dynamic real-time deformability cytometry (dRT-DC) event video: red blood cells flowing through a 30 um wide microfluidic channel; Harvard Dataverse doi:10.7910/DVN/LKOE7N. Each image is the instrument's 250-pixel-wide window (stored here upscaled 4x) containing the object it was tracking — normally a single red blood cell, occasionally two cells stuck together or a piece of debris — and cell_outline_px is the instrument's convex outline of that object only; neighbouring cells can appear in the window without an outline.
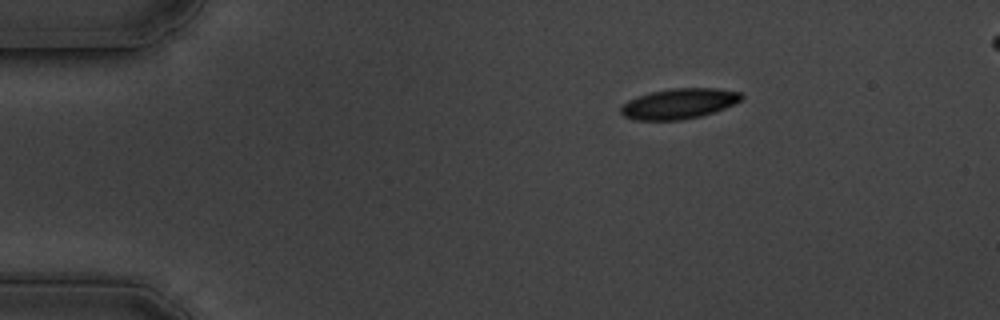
{"species": "common noctule bat (a hibernating species)", "species_latin": "Nyctalus noctula", "temperature_condition": "cold", "stored_images_in_passage": 51, "camera_frame_rate_fps": 3000, "um_per_image_px": 0.085, "animal": {"sex": "male", "body_mass_g": 19.5, "forearm_length_mm": 54.6}, "frame": {"image": 1, "passage_image": 1, "time_ms": 0.0, "image_size_px": [1000, 320], "cell_outline_px": [[744, 96], [740, 100], [724, 108], [700, 116], [684, 120], [632, 120], [624, 116], [620, 112], [620, 108], [628, 100], [652, 92], [672, 88], [716, 88], [740, 92]], "centroid_in_image_um": [57.7, 8.82], "position_along_channel_um": 27.3, "area_um2": 21.15}}
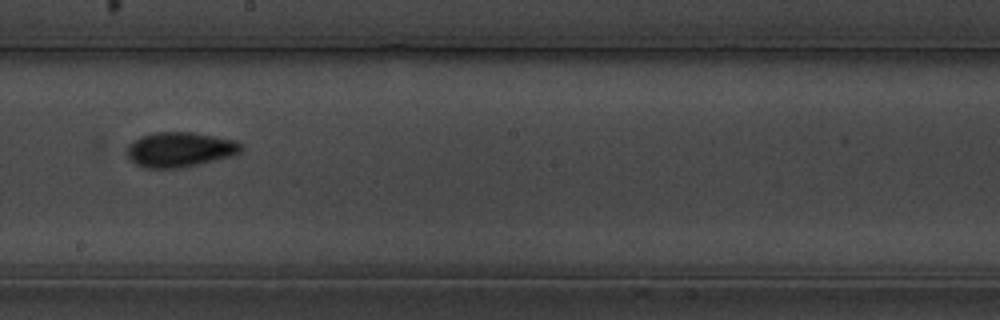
{"frame": {"image": 2, "passage_image": 25, "time_ms": 8.0, "image_size_px": [1000, 320], "cell_outline_px": [[244, 148], [240, 152], [228, 156], [196, 164], [176, 168], [144, 168], [136, 164], [128, 156], [128, 144], [132, 140], [140, 136], [156, 132], [192, 132], [216, 136], [236, 140], [244, 144]], "centroid_in_image_um": [15.28, 12.69], "position_along_channel_um": 232.9, "area_um2": 23.06}}
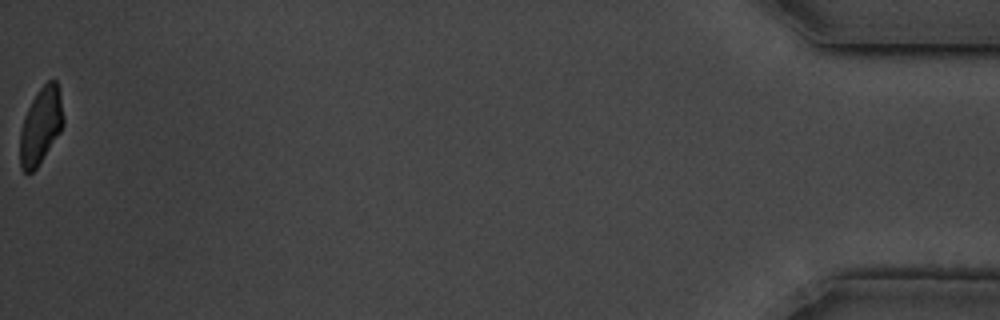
{"frame": {"image": 3, "passage_image": 51, "time_ms": 16.667, "image_size_px": [1000, 320], "cell_outline_px": [[64, 124], [60, 132], [36, 168], [32, 172], [24, 172], [20, 168], [20, 132], [24, 116], [32, 100], [40, 88], [48, 80], [56, 80], [60, 92], [64, 116]], "centroid_in_image_um": [3.47, 10.68], "position_along_channel_um": 431.7, "area_um2": 19.25}, "authors_computed_cell_mechanics": {"area_um2": 21.6172, "velocity_mm_per_s": 3.3812, "shape_relaxation_time_tau1_ms": 3.7167, "shape_relaxation_time_tau2_ms": 2.8454, "deformation_change_tau1": 0.1207, "deformation_change_tau2": 0.0809}}